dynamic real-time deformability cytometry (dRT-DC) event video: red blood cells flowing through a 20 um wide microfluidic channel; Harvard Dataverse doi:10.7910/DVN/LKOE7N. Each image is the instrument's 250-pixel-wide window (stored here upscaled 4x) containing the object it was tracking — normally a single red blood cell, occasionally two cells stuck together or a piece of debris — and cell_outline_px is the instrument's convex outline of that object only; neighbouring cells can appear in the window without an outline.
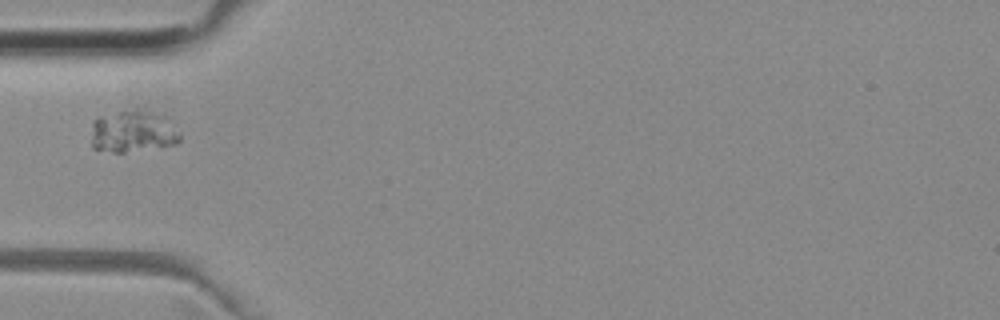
{"species": "common noctule bat (a hibernating species)", "species_latin": "Nyctalus noctula", "temperature_condition": "room temperature", "stored_images_in_passage": 19, "camera_frame_rate_fps": 3000, "um_per_image_px": 0.085, "animal": {"sex": "female", "body_mass_g": 29.2, "forearm_length_mm": 56.3}, "frame": {"image": 1, "passage_image": 1, "time_ms": 0.0, "image_size_px": [1000, 320], "cell_outline_px": [[180, 140], [176, 144], [124, 152], [112, 152], [92, 148], [92, 124], [100, 116], [136, 108], [140, 108], [180, 132]], "centroid_in_image_um": [11.2, 11.21], "position_along_channel_um": 73.8, "area_um2": 20.69}}